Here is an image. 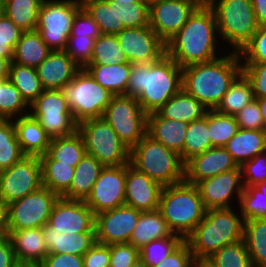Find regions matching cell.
<instances>
[{"mask_svg":"<svg viewBox=\"0 0 266 267\" xmlns=\"http://www.w3.org/2000/svg\"><path fill=\"white\" fill-rule=\"evenodd\" d=\"M110 248L109 245L95 243L83 255V267H109Z\"/></svg>","mask_w":266,"mask_h":267,"instance_id":"59","label":"cell"},{"mask_svg":"<svg viewBox=\"0 0 266 267\" xmlns=\"http://www.w3.org/2000/svg\"><path fill=\"white\" fill-rule=\"evenodd\" d=\"M209 133V110L201 119L188 123L184 147L183 163L185 164L192 157L202 154L212 148Z\"/></svg>","mask_w":266,"mask_h":267,"instance_id":"38","label":"cell"},{"mask_svg":"<svg viewBox=\"0 0 266 267\" xmlns=\"http://www.w3.org/2000/svg\"><path fill=\"white\" fill-rule=\"evenodd\" d=\"M30 114L51 138L68 136L78 129L61 90H44L30 105Z\"/></svg>","mask_w":266,"mask_h":267,"instance_id":"13","label":"cell"},{"mask_svg":"<svg viewBox=\"0 0 266 267\" xmlns=\"http://www.w3.org/2000/svg\"><path fill=\"white\" fill-rule=\"evenodd\" d=\"M195 260L189 244L184 241L176 250L155 267H193Z\"/></svg>","mask_w":266,"mask_h":267,"instance_id":"58","label":"cell"},{"mask_svg":"<svg viewBox=\"0 0 266 267\" xmlns=\"http://www.w3.org/2000/svg\"><path fill=\"white\" fill-rule=\"evenodd\" d=\"M4 15V0H0V17Z\"/></svg>","mask_w":266,"mask_h":267,"instance_id":"71","label":"cell"},{"mask_svg":"<svg viewBox=\"0 0 266 267\" xmlns=\"http://www.w3.org/2000/svg\"><path fill=\"white\" fill-rule=\"evenodd\" d=\"M14 267H42L39 263H17Z\"/></svg>","mask_w":266,"mask_h":267,"instance_id":"65","label":"cell"},{"mask_svg":"<svg viewBox=\"0 0 266 267\" xmlns=\"http://www.w3.org/2000/svg\"><path fill=\"white\" fill-rule=\"evenodd\" d=\"M97 23L92 19L88 12L82 7L76 14L70 36H90L94 39L101 35Z\"/></svg>","mask_w":266,"mask_h":267,"instance_id":"57","label":"cell"},{"mask_svg":"<svg viewBox=\"0 0 266 267\" xmlns=\"http://www.w3.org/2000/svg\"><path fill=\"white\" fill-rule=\"evenodd\" d=\"M40 161L43 186L61 197L70 188L75 167L58 164L47 153L40 157Z\"/></svg>","mask_w":266,"mask_h":267,"instance_id":"39","label":"cell"},{"mask_svg":"<svg viewBox=\"0 0 266 267\" xmlns=\"http://www.w3.org/2000/svg\"><path fill=\"white\" fill-rule=\"evenodd\" d=\"M241 63L266 62V25H259L251 40L238 53Z\"/></svg>","mask_w":266,"mask_h":267,"instance_id":"50","label":"cell"},{"mask_svg":"<svg viewBox=\"0 0 266 267\" xmlns=\"http://www.w3.org/2000/svg\"><path fill=\"white\" fill-rule=\"evenodd\" d=\"M235 118L238 126L246 130H264L263 117L258 101L254 99L239 111Z\"/></svg>","mask_w":266,"mask_h":267,"instance_id":"56","label":"cell"},{"mask_svg":"<svg viewBox=\"0 0 266 267\" xmlns=\"http://www.w3.org/2000/svg\"><path fill=\"white\" fill-rule=\"evenodd\" d=\"M13 123L25 156L41 157L47 153L51 137L30 113L13 119Z\"/></svg>","mask_w":266,"mask_h":267,"instance_id":"26","label":"cell"},{"mask_svg":"<svg viewBox=\"0 0 266 267\" xmlns=\"http://www.w3.org/2000/svg\"><path fill=\"white\" fill-rule=\"evenodd\" d=\"M129 63L116 34H101L94 41L89 64L115 65Z\"/></svg>","mask_w":266,"mask_h":267,"instance_id":"42","label":"cell"},{"mask_svg":"<svg viewBox=\"0 0 266 267\" xmlns=\"http://www.w3.org/2000/svg\"><path fill=\"white\" fill-rule=\"evenodd\" d=\"M47 154L58 164L76 167L86 154L83 138L78 131L68 136L51 138Z\"/></svg>","mask_w":266,"mask_h":267,"instance_id":"35","label":"cell"},{"mask_svg":"<svg viewBox=\"0 0 266 267\" xmlns=\"http://www.w3.org/2000/svg\"><path fill=\"white\" fill-rule=\"evenodd\" d=\"M209 109L181 89L155 112L162 118L190 123L204 117Z\"/></svg>","mask_w":266,"mask_h":267,"instance_id":"31","label":"cell"},{"mask_svg":"<svg viewBox=\"0 0 266 267\" xmlns=\"http://www.w3.org/2000/svg\"><path fill=\"white\" fill-rule=\"evenodd\" d=\"M224 49L226 53L213 61L182 68V89L209 110L218 106L231 84L242 73L239 54L230 52L225 46Z\"/></svg>","mask_w":266,"mask_h":267,"instance_id":"3","label":"cell"},{"mask_svg":"<svg viewBox=\"0 0 266 267\" xmlns=\"http://www.w3.org/2000/svg\"><path fill=\"white\" fill-rule=\"evenodd\" d=\"M162 189L160 183L126 164L125 205L139 211L156 210Z\"/></svg>","mask_w":266,"mask_h":267,"instance_id":"21","label":"cell"},{"mask_svg":"<svg viewBox=\"0 0 266 267\" xmlns=\"http://www.w3.org/2000/svg\"><path fill=\"white\" fill-rule=\"evenodd\" d=\"M239 129L235 116L209 110V133L213 147H224Z\"/></svg>","mask_w":266,"mask_h":267,"instance_id":"48","label":"cell"},{"mask_svg":"<svg viewBox=\"0 0 266 267\" xmlns=\"http://www.w3.org/2000/svg\"><path fill=\"white\" fill-rule=\"evenodd\" d=\"M82 8L80 0H43L36 29L52 50H64L74 18Z\"/></svg>","mask_w":266,"mask_h":267,"instance_id":"11","label":"cell"},{"mask_svg":"<svg viewBox=\"0 0 266 267\" xmlns=\"http://www.w3.org/2000/svg\"><path fill=\"white\" fill-rule=\"evenodd\" d=\"M110 266L109 267H131L138 259L139 249L131 243L110 244Z\"/></svg>","mask_w":266,"mask_h":267,"instance_id":"53","label":"cell"},{"mask_svg":"<svg viewBox=\"0 0 266 267\" xmlns=\"http://www.w3.org/2000/svg\"><path fill=\"white\" fill-rule=\"evenodd\" d=\"M103 117L129 149L147 134L148 114L135 97L113 96Z\"/></svg>","mask_w":266,"mask_h":267,"instance_id":"12","label":"cell"},{"mask_svg":"<svg viewBox=\"0 0 266 267\" xmlns=\"http://www.w3.org/2000/svg\"><path fill=\"white\" fill-rule=\"evenodd\" d=\"M115 2H118L120 5L128 6L131 3L137 2V1H148V0H112Z\"/></svg>","mask_w":266,"mask_h":267,"instance_id":"66","label":"cell"},{"mask_svg":"<svg viewBox=\"0 0 266 267\" xmlns=\"http://www.w3.org/2000/svg\"><path fill=\"white\" fill-rule=\"evenodd\" d=\"M130 165L163 187L184 181L180 155L146 134L130 149Z\"/></svg>","mask_w":266,"mask_h":267,"instance_id":"6","label":"cell"},{"mask_svg":"<svg viewBox=\"0 0 266 267\" xmlns=\"http://www.w3.org/2000/svg\"><path fill=\"white\" fill-rule=\"evenodd\" d=\"M102 34H117L125 29L123 5L112 0H80Z\"/></svg>","mask_w":266,"mask_h":267,"instance_id":"29","label":"cell"},{"mask_svg":"<svg viewBox=\"0 0 266 267\" xmlns=\"http://www.w3.org/2000/svg\"><path fill=\"white\" fill-rule=\"evenodd\" d=\"M23 33L5 14L0 17V57L13 59L16 43Z\"/></svg>","mask_w":266,"mask_h":267,"instance_id":"51","label":"cell"},{"mask_svg":"<svg viewBox=\"0 0 266 267\" xmlns=\"http://www.w3.org/2000/svg\"><path fill=\"white\" fill-rule=\"evenodd\" d=\"M195 186L206 210L233 208L235 200L238 206L244 189L240 168L201 180Z\"/></svg>","mask_w":266,"mask_h":267,"instance_id":"17","label":"cell"},{"mask_svg":"<svg viewBox=\"0 0 266 267\" xmlns=\"http://www.w3.org/2000/svg\"><path fill=\"white\" fill-rule=\"evenodd\" d=\"M238 207L244 221L266 219V182L244 187Z\"/></svg>","mask_w":266,"mask_h":267,"instance_id":"43","label":"cell"},{"mask_svg":"<svg viewBox=\"0 0 266 267\" xmlns=\"http://www.w3.org/2000/svg\"><path fill=\"white\" fill-rule=\"evenodd\" d=\"M210 7L215 13L221 43L239 53L259 26L251 0H212Z\"/></svg>","mask_w":266,"mask_h":267,"instance_id":"7","label":"cell"},{"mask_svg":"<svg viewBox=\"0 0 266 267\" xmlns=\"http://www.w3.org/2000/svg\"><path fill=\"white\" fill-rule=\"evenodd\" d=\"M29 113L30 106L11 81L0 83V119H15Z\"/></svg>","mask_w":266,"mask_h":267,"instance_id":"46","label":"cell"},{"mask_svg":"<svg viewBox=\"0 0 266 267\" xmlns=\"http://www.w3.org/2000/svg\"><path fill=\"white\" fill-rule=\"evenodd\" d=\"M48 254H72L83 256L95 243V232L59 234L45 224L42 227Z\"/></svg>","mask_w":266,"mask_h":267,"instance_id":"25","label":"cell"},{"mask_svg":"<svg viewBox=\"0 0 266 267\" xmlns=\"http://www.w3.org/2000/svg\"><path fill=\"white\" fill-rule=\"evenodd\" d=\"M77 131L83 138L86 153L95 157L104 167L129 163L130 149L104 117L78 123Z\"/></svg>","mask_w":266,"mask_h":267,"instance_id":"8","label":"cell"},{"mask_svg":"<svg viewBox=\"0 0 266 267\" xmlns=\"http://www.w3.org/2000/svg\"><path fill=\"white\" fill-rule=\"evenodd\" d=\"M258 25H266V0H251Z\"/></svg>","mask_w":266,"mask_h":267,"instance_id":"62","label":"cell"},{"mask_svg":"<svg viewBox=\"0 0 266 267\" xmlns=\"http://www.w3.org/2000/svg\"><path fill=\"white\" fill-rule=\"evenodd\" d=\"M261 109L263 117L264 130L266 131V97L256 98Z\"/></svg>","mask_w":266,"mask_h":267,"instance_id":"64","label":"cell"},{"mask_svg":"<svg viewBox=\"0 0 266 267\" xmlns=\"http://www.w3.org/2000/svg\"><path fill=\"white\" fill-rule=\"evenodd\" d=\"M47 224L59 234L95 232V215L85 201L59 197Z\"/></svg>","mask_w":266,"mask_h":267,"instance_id":"20","label":"cell"},{"mask_svg":"<svg viewBox=\"0 0 266 267\" xmlns=\"http://www.w3.org/2000/svg\"><path fill=\"white\" fill-rule=\"evenodd\" d=\"M51 51L37 30L23 31L14 48L12 62L36 68Z\"/></svg>","mask_w":266,"mask_h":267,"instance_id":"34","label":"cell"},{"mask_svg":"<svg viewBox=\"0 0 266 267\" xmlns=\"http://www.w3.org/2000/svg\"><path fill=\"white\" fill-rule=\"evenodd\" d=\"M240 168L224 147H212L184 164V180L191 184Z\"/></svg>","mask_w":266,"mask_h":267,"instance_id":"22","label":"cell"},{"mask_svg":"<svg viewBox=\"0 0 266 267\" xmlns=\"http://www.w3.org/2000/svg\"><path fill=\"white\" fill-rule=\"evenodd\" d=\"M60 196L42 186L3 208V230L42 228Z\"/></svg>","mask_w":266,"mask_h":267,"instance_id":"10","label":"cell"},{"mask_svg":"<svg viewBox=\"0 0 266 267\" xmlns=\"http://www.w3.org/2000/svg\"><path fill=\"white\" fill-rule=\"evenodd\" d=\"M240 170L244 187L266 182V151L244 162Z\"/></svg>","mask_w":266,"mask_h":267,"instance_id":"52","label":"cell"},{"mask_svg":"<svg viewBox=\"0 0 266 267\" xmlns=\"http://www.w3.org/2000/svg\"><path fill=\"white\" fill-rule=\"evenodd\" d=\"M131 63L102 65L88 64L84 69L92 78L114 96L125 95L128 87Z\"/></svg>","mask_w":266,"mask_h":267,"instance_id":"33","label":"cell"},{"mask_svg":"<svg viewBox=\"0 0 266 267\" xmlns=\"http://www.w3.org/2000/svg\"><path fill=\"white\" fill-rule=\"evenodd\" d=\"M95 39L87 36H69L64 49L66 54L81 68L91 61Z\"/></svg>","mask_w":266,"mask_h":267,"instance_id":"49","label":"cell"},{"mask_svg":"<svg viewBox=\"0 0 266 267\" xmlns=\"http://www.w3.org/2000/svg\"><path fill=\"white\" fill-rule=\"evenodd\" d=\"M126 164L104 167L85 203L94 215L125 205Z\"/></svg>","mask_w":266,"mask_h":267,"instance_id":"16","label":"cell"},{"mask_svg":"<svg viewBox=\"0 0 266 267\" xmlns=\"http://www.w3.org/2000/svg\"><path fill=\"white\" fill-rule=\"evenodd\" d=\"M11 62L12 60L0 57V78H9Z\"/></svg>","mask_w":266,"mask_h":267,"instance_id":"63","label":"cell"},{"mask_svg":"<svg viewBox=\"0 0 266 267\" xmlns=\"http://www.w3.org/2000/svg\"><path fill=\"white\" fill-rule=\"evenodd\" d=\"M9 80L19 90L22 98L29 106L44 91L34 67L11 62Z\"/></svg>","mask_w":266,"mask_h":267,"instance_id":"40","label":"cell"},{"mask_svg":"<svg viewBox=\"0 0 266 267\" xmlns=\"http://www.w3.org/2000/svg\"><path fill=\"white\" fill-rule=\"evenodd\" d=\"M103 168L95 157L86 153L75 167L70 188L61 197L85 201Z\"/></svg>","mask_w":266,"mask_h":267,"instance_id":"28","label":"cell"},{"mask_svg":"<svg viewBox=\"0 0 266 267\" xmlns=\"http://www.w3.org/2000/svg\"><path fill=\"white\" fill-rule=\"evenodd\" d=\"M17 263L8 234L0 232V267H14Z\"/></svg>","mask_w":266,"mask_h":267,"instance_id":"61","label":"cell"},{"mask_svg":"<svg viewBox=\"0 0 266 267\" xmlns=\"http://www.w3.org/2000/svg\"><path fill=\"white\" fill-rule=\"evenodd\" d=\"M9 78H0V83H4Z\"/></svg>","mask_w":266,"mask_h":267,"instance_id":"72","label":"cell"},{"mask_svg":"<svg viewBox=\"0 0 266 267\" xmlns=\"http://www.w3.org/2000/svg\"><path fill=\"white\" fill-rule=\"evenodd\" d=\"M131 267H148L141 259H138Z\"/></svg>","mask_w":266,"mask_h":267,"instance_id":"68","label":"cell"},{"mask_svg":"<svg viewBox=\"0 0 266 267\" xmlns=\"http://www.w3.org/2000/svg\"><path fill=\"white\" fill-rule=\"evenodd\" d=\"M197 7L191 0H151L149 26L166 44L184 26Z\"/></svg>","mask_w":266,"mask_h":267,"instance_id":"15","label":"cell"},{"mask_svg":"<svg viewBox=\"0 0 266 267\" xmlns=\"http://www.w3.org/2000/svg\"><path fill=\"white\" fill-rule=\"evenodd\" d=\"M141 211L123 205L95 215L96 242L110 245L129 243Z\"/></svg>","mask_w":266,"mask_h":267,"instance_id":"19","label":"cell"},{"mask_svg":"<svg viewBox=\"0 0 266 267\" xmlns=\"http://www.w3.org/2000/svg\"><path fill=\"white\" fill-rule=\"evenodd\" d=\"M123 24L125 28H137L149 25V1H137L123 5Z\"/></svg>","mask_w":266,"mask_h":267,"instance_id":"54","label":"cell"},{"mask_svg":"<svg viewBox=\"0 0 266 267\" xmlns=\"http://www.w3.org/2000/svg\"><path fill=\"white\" fill-rule=\"evenodd\" d=\"M35 69L44 90H61L81 68L64 50H54Z\"/></svg>","mask_w":266,"mask_h":267,"instance_id":"23","label":"cell"},{"mask_svg":"<svg viewBox=\"0 0 266 267\" xmlns=\"http://www.w3.org/2000/svg\"><path fill=\"white\" fill-rule=\"evenodd\" d=\"M224 148L240 167L244 162L266 151V131L239 128Z\"/></svg>","mask_w":266,"mask_h":267,"instance_id":"30","label":"cell"},{"mask_svg":"<svg viewBox=\"0 0 266 267\" xmlns=\"http://www.w3.org/2000/svg\"><path fill=\"white\" fill-rule=\"evenodd\" d=\"M174 233L168 227L159 209L141 211L129 243L141 249L147 243L160 238L171 237Z\"/></svg>","mask_w":266,"mask_h":267,"instance_id":"32","label":"cell"},{"mask_svg":"<svg viewBox=\"0 0 266 267\" xmlns=\"http://www.w3.org/2000/svg\"><path fill=\"white\" fill-rule=\"evenodd\" d=\"M234 208L206 210L203 220L185 239L195 262H205L223 246L243 240L244 220Z\"/></svg>","mask_w":266,"mask_h":267,"instance_id":"4","label":"cell"},{"mask_svg":"<svg viewBox=\"0 0 266 267\" xmlns=\"http://www.w3.org/2000/svg\"><path fill=\"white\" fill-rule=\"evenodd\" d=\"M61 92L68 102L71 113L77 123L87 119L103 117V114L114 96L96 82L83 68Z\"/></svg>","mask_w":266,"mask_h":267,"instance_id":"9","label":"cell"},{"mask_svg":"<svg viewBox=\"0 0 266 267\" xmlns=\"http://www.w3.org/2000/svg\"><path fill=\"white\" fill-rule=\"evenodd\" d=\"M187 127V122L162 118L156 112L149 113L147 117V134L177 152L182 162Z\"/></svg>","mask_w":266,"mask_h":267,"instance_id":"27","label":"cell"},{"mask_svg":"<svg viewBox=\"0 0 266 267\" xmlns=\"http://www.w3.org/2000/svg\"><path fill=\"white\" fill-rule=\"evenodd\" d=\"M24 156L17 140L13 119H0V171L10 168Z\"/></svg>","mask_w":266,"mask_h":267,"instance_id":"44","label":"cell"},{"mask_svg":"<svg viewBox=\"0 0 266 267\" xmlns=\"http://www.w3.org/2000/svg\"><path fill=\"white\" fill-rule=\"evenodd\" d=\"M12 243L18 263H41L48 254L42 228L3 230Z\"/></svg>","mask_w":266,"mask_h":267,"instance_id":"24","label":"cell"},{"mask_svg":"<svg viewBox=\"0 0 266 267\" xmlns=\"http://www.w3.org/2000/svg\"><path fill=\"white\" fill-rule=\"evenodd\" d=\"M43 186L40 157L24 156L10 168L0 171V202L2 208L22 199Z\"/></svg>","mask_w":266,"mask_h":267,"instance_id":"14","label":"cell"},{"mask_svg":"<svg viewBox=\"0 0 266 267\" xmlns=\"http://www.w3.org/2000/svg\"><path fill=\"white\" fill-rule=\"evenodd\" d=\"M43 0H4V14L21 30L36 29Z\"/></svg>","mask_w":266,"mask_h":267,"instance_id":"41","label":"cell"},{"mask_svg":"<svg viewBox=\"0 0 266 267\" xmlns=\"http://www.w3.org/2000/svg\"><path fill=\"white\" fill-rule=\"evenodd\" d=\"M205 263L210 267H254L244 239L223 246L206 260Z\"/></svg>","mask_w":266,"mask_h":267,"instance_id":"45","label":"cell"},{"mask_svg":"<svg viewBox=\"0 0 266 267\" xmlns=\"http://www.w3.org/2000/svg\"><path fill=\"white\" fill-rule=\"evenodd\" d=\"M185 240L176 234L151 241L139 249L140 259L148 266L155 267L176 250Z\"/></svg>","mask_w":266,"mask_h":267,"instance_id":"47","label":"cell"},{"mask_svg":"<svg viewBox=\"0 0 266 267\" xmlns=\"http://www.w3.org/2000/svg\"><path fill=\"white\" fill-rule=\"evenodd\" d=\"M242 73L250 81L254 97H266V62L241 63Z\"/></svg>","mask_w":266,"mask_h":267,"instance_id":"55","label":"cell"},{"mask_svg":"<svg viewBox=\"0 0 266 267\" xmlns=\"http://www.w3.org/2000/svg\"><path fill=\"white\" fill-rule=\"evenodd\" d=\"M182 89V68L167 54L149 64H133L126 96L137 98L149 114Z\"/></svg>","mask_w":266,"mask_h":267,"instance_id":"2","label":"cell"},{"mask_svg":"<svg viewBox=\"0 0 266 267\" xmlns=\"http://www.w3.org/2000/svg\"><path fill=\"white\" fill-rule=\"evenodd\" d=\"M193 267H210L205 262H195Z\"/></svg>","mask_w":266,"mask_h":267,"instance_id":"70","label":"cell"},{"mask_svg":"<svg viewBox=\"0 0 266 267\" xmlns=\"http://www.w3.org/2000/svg\"><path fill=\"white\" fill-rule=\"evenodd\" d=\"M116 35L131 64L153 63L166 54V44L149 25L125 28Z\"/></svg>","mask_w":266,"mask_h":267,"instance_id":"18","label":"cell"},{"mask_svg":"<svg viewBox=\"0 0 266 267\" xmlns=\"http://www.w3.org/2000/svg\"><path fill=\"white\" fill-rule=\"evenodd\" d=\"M158 209L170 230L184 240L203 220L206 213L197 187L185 180L163 187Z\"/></svg>","mask_w":266,"mask_h":267,"instance_id":"5","label":"cell"},{"mask_svg":"<svg viewBox=\"0 0 266 267\" xmlns=\"http://www.w3.org/2000/svg\"><path fill=\"white\" fill-rule=\"evenodd\" d=\"M254 99L251 83L246 76L241 73L231 84L214 110L222 114L235 116Z\"/></svg>","mask_w":266,"mask_h":267,"instance_id":"36","label":"cell"},{"mask_svg":"<svg viewBox=\"0 0 266 267\" xmlns=\"http://www.w3.org/2000/svg\"><path fill=\"white\" fill-rule=\"evenodd\" d=\"M243 239L254 267H266V219L244 221Z\"/></svg>","mask_w":266,"mask_h":267,"instance_id":"37","label":"cell"},{"mask_svg":"<svg viewBox=\"0 0 266 267\" xmlns=\"http://www.w3.org/2000/svg\"><path fill=\"white\" fill-rule=\"evenodd\" d=\"M3 231V208L2 205H0V232Z\"/></svg>","mask_w":266,"mask_h":267,"instance_id":"69","label":"cell"},{"mask_svg":"<svg viewBox=\"0 0 266 267\" xmlns=\"http://www.w3.org/2000/svg\"><path fill=\"white\" fill-rule=\"evenodd\" d=\"M42 267H83V256L72 254H47Z\"/></svg>","mask_w":266,"mask_h":267,"instance_id":"60","label":"cell"},{"mask_svg":"<svg viewBox=\"0 0 266 267\" xmlns=\"http://www.w3.org/2000/svg\"><path fill=\"white\" fill-rule=\"evenodd\" d=\"M219 39L213 9L198 6L184 26L166 43V54L181 68L210 62L223 55L224 44Z\"/></svg>","mask_w":266,"mask_h":267,"instance_id":"1","label":"cell"},{"mask_svg":"<svg viewBox=\"0 0 266 267\" xmlns=\"http://www.w3.org/2000/svg\"><path fill=\"white\" fill-rule=\"evenodd\" d=\"M198 6H210L212 0H191Z\"/></svg>","mask_w":266,"mask_h":267,"instance_id":"67","label":"cell"}]
</instances>
